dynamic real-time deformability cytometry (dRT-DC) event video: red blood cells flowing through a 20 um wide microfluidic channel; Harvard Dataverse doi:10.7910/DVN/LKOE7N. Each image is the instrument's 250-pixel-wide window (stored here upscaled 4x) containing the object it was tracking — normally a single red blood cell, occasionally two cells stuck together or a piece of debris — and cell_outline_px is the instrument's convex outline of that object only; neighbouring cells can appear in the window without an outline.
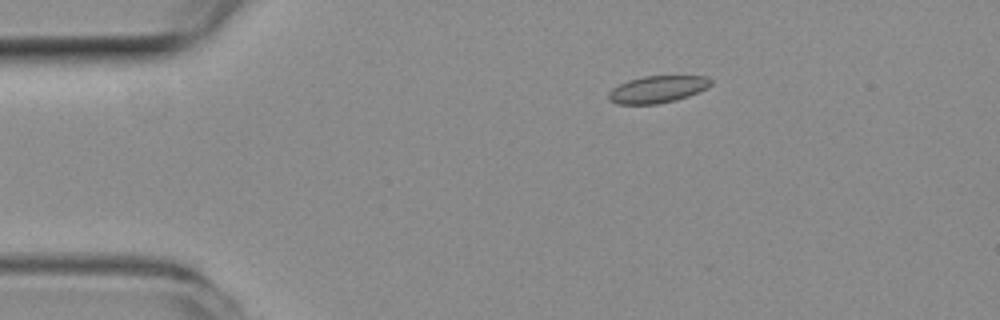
{"species": "common noctule bat (a hibernating species)", "species_latin": "Nyctalus noctula", "temperature_condition": "room temperature", "stored_images_in_passage": 21, "camera_frame_rate_fps": 3000, "um_per_image_px": 0.085, "animal": {"sex": "female", "body_mass_g": 19.3, "forearm_length_mm": 54.1}, "frame": {"image": 1, "passage_image": 2, "time_ms": 0.333, "image_size_px": [1000, 320], "cell_outline_px": [[712, 84], [708, 88], [688, 96], [676, 100], [656, 104], [616, 104], [608, 100], [608, 92], [612, 88], [628, 80], [644, 76], [708, 76], [712, 80]], "centroid_in_image_um": [55.89, 7.59], "position_along_channel_um": 29.1, "area_um2": 16.24}}
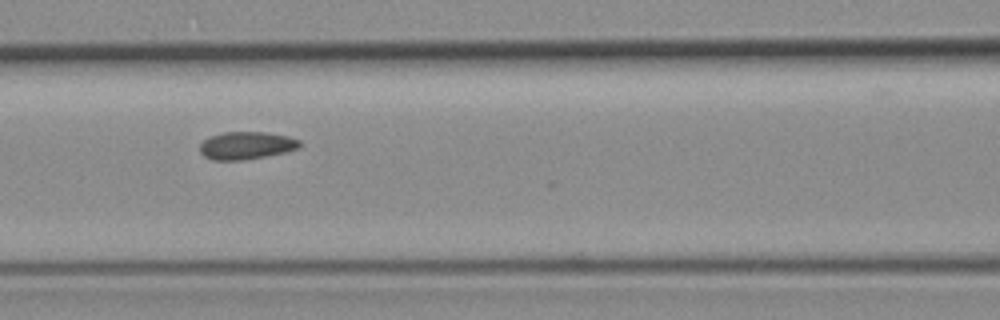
{"frame": {"image": 2, "passage_image": 15, "time_ms": 4.667, "image_size_px": [1000, 320], "cell_outline_px": [[300, 148], [288, 152], [244, 160], [212, 160], [204, 156], [200, 152], [200, 144], [204, 140], [212, 136], [224, 132], [264, 132], [288, 136], [300, 140]], "centroid_in_image_um": [20.97, 12.37], "position_along_channel_um": 145.6, "area_um2": 16.13}}
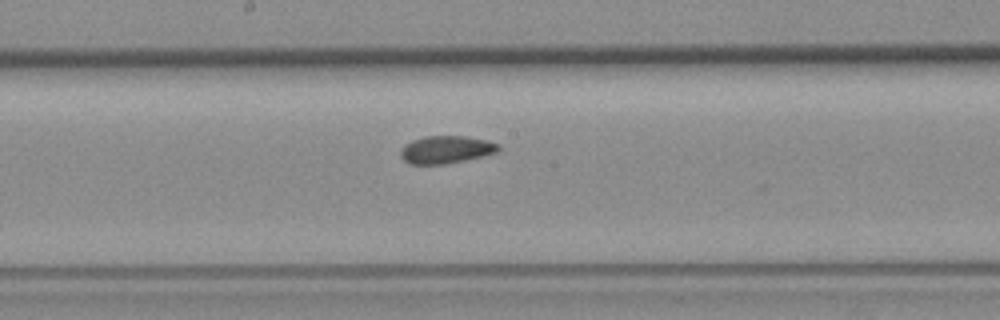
{"frame": {"image": 3, "passage_image": 20, "time_ms": 6.333, "image_size_px": [1000, 320], "cell_outline_px": [[500, 148], [496, 152], [448, 164], [408, 164], [400, 156], [400, 152], [412, 140], [424, 136], [464, 136], [484, 140], [500, 144]], "centroid_in_image_um": [37.9, 12.72], "position_along_channel_um": 210.3, "area_um2": 15.49}}